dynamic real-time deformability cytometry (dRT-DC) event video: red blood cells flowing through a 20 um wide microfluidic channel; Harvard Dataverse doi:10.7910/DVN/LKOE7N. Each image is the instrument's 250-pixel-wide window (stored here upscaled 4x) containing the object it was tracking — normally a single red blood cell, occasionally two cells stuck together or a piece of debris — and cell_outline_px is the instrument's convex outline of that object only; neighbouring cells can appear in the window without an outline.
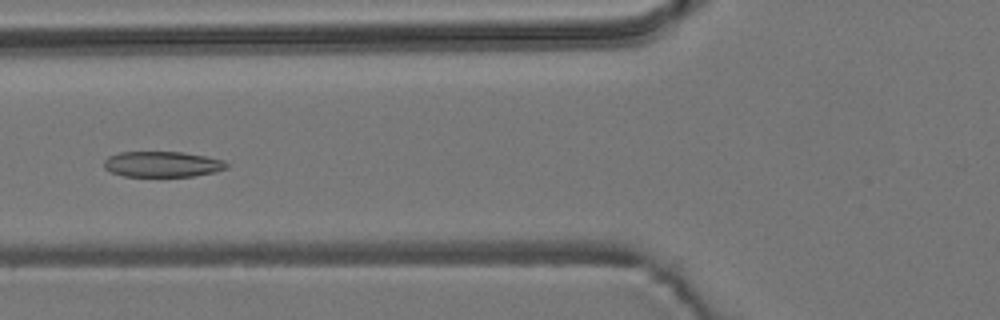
{"species": "common noctule bat (a hibernating species)", "species_latin": "Nyctalus noctula", "temperature_condition": "room temperature", "stored_images_in_passage": 56, "camera_frame_rate_fps": 3000, "um_per_image_px": 0.085, "animal": {"sex": "male", "body_mass_g": 19.2, "forearm_length_mm": 51.8}, "frame": {"image": 1, "passage_image": 22, "time_ms": 7.0, "image_size_px": [1000, 320], "cell_outline_px": [[228, 168], [216, 172], [192, 176], [124, 176], [112, 172], [104, 168], [104, 160], [108, 156], [120, 152], [184, 152], [224, 160], [228, 164]], "centroid_in_image_um": [13.81, 13.95], "position_along_channel_um": 112.0, "area_um2": 18.32}}
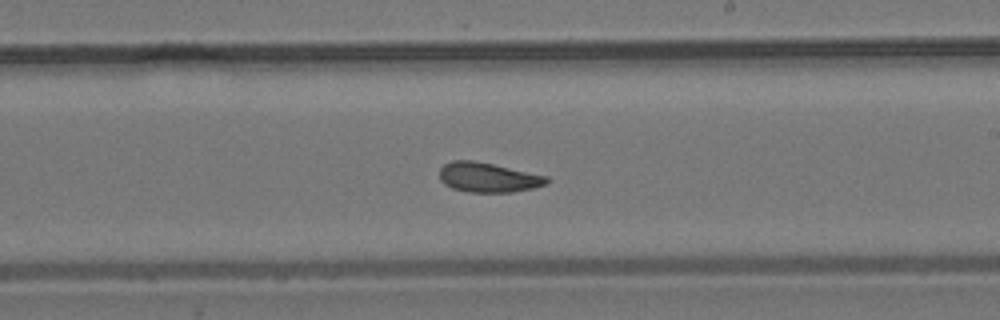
{"frame": {"image": 2, "passage_image": 33, "time_ms": 10.667, "image_size_px": [1000, 320], "cell_outline_px": [[548, 184], [532, 188], [512, 192], [468, 192], [452, 188], [444, 184], [440, 180], [440, 168], [444, 164], [452, 160], [472, 160], [492, 164], [548, 176]], "centroid_in_image_um": [41.47, 15.08], "position_along_channel_um": 247.5, "area_um2": 18.5}}
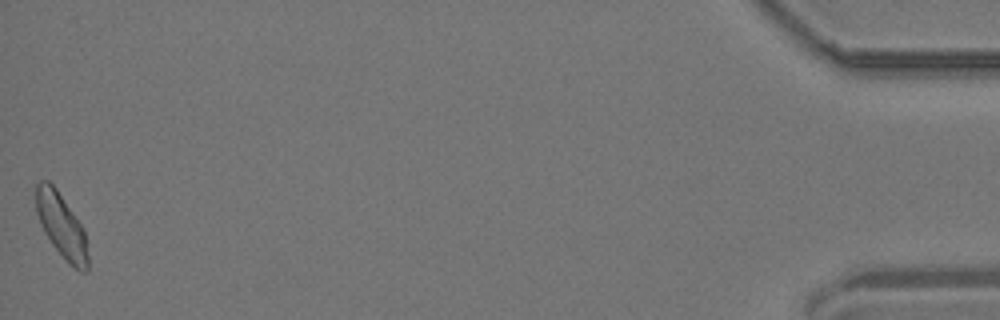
{"frame": {"image": 3, "passage_image": 56, "time_ms": 18.333, "image_size_px": [1000, 320], "cell_outline_px": [[88, 272], [80, 272], [68, 264], [52, 244], [44, 232], [40, 224], [36, 212], [36, 184], [40, 180], [48, 180], [56, 188], [84, 228], [88, 256]], "centroid_in_image_um": [5.23, 19.21], "position_along_channel_um": 430.0, "area_um2": 19.59}, "authors_computed_cell_mechanics": {"area_um2": 19.1896, "velocity_mm_per_s": 3.6987, "shape_relaxation_time_tau1_ms": null, "shape_relaxation_time_tau2_ms": 3.1291, "deformation_change_tau1": null, "deformation_change_tau2": 0.1004}}